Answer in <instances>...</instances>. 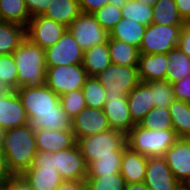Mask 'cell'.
Masks as SVG:
<instances>
[{
    "instance_id": "cell-34",
    "label": "cell",
    "mask_w": 190,
    "mask_h": 190,
    "mask_svg": "<svg viewBox=\"0 0 190 190\" xmlns=\"http://www.w3.org/2000/svg\"><path fill=\"white\" fill-rule=\"evenodd\" d=\"M138 125L152 130H173L169 108H152Z\"/></svg>"
},
{
    "instance_id": "cell-49",
    "label": "cell",
    "mask_w": 190,
    "mask_h": 190,
    "mask_svg": "<svg viewBox=\"0 0 190 190\" xmlns=\"http://www.w3.org/2000/svg\"><path fill=\"white\" fill-rule=\"evenodd\" d=\"M9 175L10 173L7 171L4 155L0 151V188L2 184L8 179Z\"/></svg>"
},
{
    "instance_id": "cell-1",
    "label": "cell",
    "mask_w": 190,
    "mask_h": 190,
    "mask_svg": "<svg viewBox=\"0 0 190 190\" xmlns=\"http://www.w3.org/2000/svg\"><path fill=\"white\" fill-rule=\"evenodd\" d=\"M0 151L10 174H22L29 169L37 152L35 131L31 124L5 130Z\"/></svg>"
},
{
    "instance_id": "cell-23",
    "label": "cell",
    "mask_w": 190,
    "mask_h": 190,
    "mask_svg": "<svg viewBox=\"0 0 190 190\" xmlns=\"http://www.w3.org/2000/svg\"><path fill=\"white\" fill-rule=\"evenodd\" d=\"M81 13L79 0H51L41 15L68 28Z\"/></svg>"
},
{
    "instance_id": "cell-22",
    "label": "cell",
    "mask_w": 190,
    "mask_h": 190,
    "mask_svg": "<svg viewBox=\"0 0 190 190\" xmlns=\"http://www.w3.org/2000/svg\"><path fill=\"white\" fill-rule=\"evenodd\" d=\"M126 97L131 119L135 124H139L149 111L154 108L152 93L144 82H140Z\"/></svg>"
},
{
    "instance_id": "cell-11",
    "label": "cell",
    "mask_w": 190,
    "mask_h": 190,
    "mask_svg": "<svg viewBox=\"0 0 190 190\" xmlns=\"http://www.w3.org/2000/svg\"><path fill=\"white\" fill-rule=\"evenodd\" d=\"M84 51L67 28L54 45L45 49L46 67L83 64Z\"/></svg>"
},
{
    "instance_id": "cell-5",
    "label": "cell",
    "mask_w": 190,
    "mask_h": 190,
    "mask_svg": "<svg viewBox=\"0 0 190 190\" xmlns=\"http://www.w3.org/2000/svg\"><path fill=\"white\" fill-rule=\"evenodd\" d=\"M22 175L33 190H56L63 181L52 152L37 151L31 167Z\"/></svg>"
},
{
    "instance_id": "cell-18",
    "label": "cell",
    "mask_w": 190,
    "mask_h": 190,
    "mask_svg": "<svg viewBox=\"0 0 190 190\" xmlns=\"http://www.w3.org/2000/svg\"><path fill=\"white\" fill-rule=\"evenodd\" d=\"M72 132L76 141L111 129L103 109L85 107L72 119Z\"/></svg>"
},
{
    "instance_id": "cell-33",
    "label": "cell",
    "mask_w": 190,
    "mask_h": 190,
    "mask_svg": "<svg viewBox=\"0 0 190 190\" xmlns=\"http://www.w3.org/2000/svg\"><path fill=\"white\" fill-rule=\"evenodd\" d=\"M82 92L87 107L103 109L106 102V89L95 76H89L86 79L82 87Z\"/></svg>"
},
{
    "instance_id": "cell-45",
    "label": "cell",
    "mask_w": 190,
    "mask_h": 190,
    "mask_svg": "<svg viewBox=\"0 0 190 190\" xmlns=\"http://www.w3.org/2000/svg\"><path fill=\"white\" fill-rule=\"evenodd\" d=\"M30 17L42 14L51 0H24Z\"/></svg>"
},
{
    "instance_id": "cell-47",
    "label": "cell",
    "mask_w": 190,
    "mask_h": 190,
    "mask_svg": "<svg viewBox=\"0 0 190 190\" xmlns=\"http://www.w3.org/2000/svg\"><path fill=\"white\" fill-rule=\"evenodd\" d=\"M56 190H86L85 180H63Z\"/></svg>"
},
{
    "instance_id": "cell-36",
    "label": "cell",
    "mask_w": 190,
    "mask_h": 190,
    "mask_svg": "<svg viewBox=\"0 0 190 190\" xmlns=\"http://www.w3.org/2000/svg\"><path fill=\"white\" fill-rule=\"evenodd\" d=\"M122 18L141 23L148 26L152 23L153 7L141 4L136 0H128V2L121 8Z\"/></svg>"
},
{
    "instance_id": "cell-37",
    "label": "cell",
    "mask_w": 190,
    "mask_h": 190,
    "mask_svg": "<svg viewBox=\"0 0 190 190\" xmlns=\"http://www.w3.org/2000/svg\"><path fill=\"white\" fill-rule=\"evenodd\" d=\"M0 88L5 90L18 88L17 67L13 54L0 55Z\"/></svg>"
},
{
    "instance_id": "cell-9",
    "label": "cell",
    "mask_w": 190,
    "mask_h": 190,
    "mask_svg": "<svg viewBox=\"0 0 190 190\" xmlns=\"http://www.w3.org/2000/svg\"><path fill=\"white\" fill-rule=\"evenodd\" d=\"M95 77L106 89V94L127 95L140 83L137 66L111 63Z\"/></svg>"
},
{
    "instance_id": "cell-21",
    "label": "cell",
    "mask_w": 190,
    "mask_h": 190,
    "mask_svg": "<svg viewBox=\"0 0 190 190\" xmlns=\"http://www.w3.org/2000/svg\"><path fill=\"white\" fill-rule=\"evenodd\" d=\"M147 161V156L132 150L129 146L124 148L120 174L126 183L143 182L145 180Z\"/></svg>"
},
{
    "instance_id": "cell-41",
    "label": "cell",
    "mask_w": 190,
    "mask_h": 190,
    "mask_svg": "<svg viewBox=\"0 0 190 190\" xmlns=\"http://www.w3.org/2000/svg\"><path fill=\"white\" fill-rule=\"evenodd\" d=\"M101 27L108 32L121 20L122 10L112 4H106L101 9L92 13Z\"/></svg>"
},
{
    "instance_id": "cell-51",
    "label": "cell",
    "mask_w": 190,
    "mask_h": 190,
    "mask_svg": "<svg viewBox=\"0 0 190 190\" xmlns=\"http://www.w3.org/2000/svg\"><path fill=\"white\" fill-rule=\"evenodd\" d=\"M128 0H109V4L115 5L118 8H122Z\"/></svg>"
},
{
    "instance_id": "cell-10",
    "label": "cell",
    "mask_w": 190,
    "mask_h": 190,
    "mask_svg": "<svg viewBox=\"0 0 190 190\" xmlns=\"http://www.w3.org/2000/svg\"><path fill=\"white\" fill-rule=\"evenodd\" d=\"M83 51L108 42L109 32L101 27L92 14L81 13L68 27Z\"/></svg>"
},
{
    "instance_id": "cell-19",
    "label": "cell",
    "mask_w": 190,
    "mask_h": 190,
    "mask_svg": "<svg viewBox=\"0 0 190 190\" xmlns=\"http://www.w3.org/2000/svg\"><path fill=\"white\" fill-rule=\"evenodd\" d=\"M35 137L37 151L50 153L72 148L77 143L74 133L66 130H36Z\"/></svg>"
},
{
    "instance_id": "cell-53",
    "label": "cell",
    "mask_w": 190,
    "mask_h": 190,
    "mask_svg": "<svg viewBox=\"0 0 190 190\" xmlns=\"http://www.w3.org/2000/svg\"><path fill=\"white\" fill-rule=\"evenodd\" d=\"M5 130L0 127V147L2 146Z\"/></svg>"
},
{
    "instance_id": "cell-24",
    "label": "cell",
    "mask_w": 190,
    "mask_h": 190,
    "mask_svg": "<svg viewBox=\"0 0 190 190\" xmlns=\"http://www.w3.org/2000/svg\"><path fill=\"white\" fill-rule=\"evenodd\" d=\"M147 26L129 19L121 20L110 30L109 38L120 40L140 48Z\"/></svg>"
},
{
    "instance_id": "cell-13",
    "label": "cell",
    "mask_w": 190,
    "mask_h": 190,
    "mask_svg": "<svg viewBox=\"0 0 190 190\" xmlns=\"http://www.w3.org/2000/svg\"><path fill=\"white\" fill-rule=\"evenodd\" d=\"M55 163L63 180H85L88 176V164L77 143L55 152Z\"/></svg>"
},
{
    "instance_id": "cell-32",
    "label": "cell",
    "mask_w": 190,
    "mask_h": 190,
    "mask_svg": "<svg viewBox=\"0 0 190 190\" xmlns=\"http://www.w3.org/2000/svg\"><path fill=\"white\" fill-rule=\"evenodd\" d=\"M71 121L65 113H47L38 114V117H34L30 121V124L34 131L41 129L72 131Z\"/></svg>"
},
{
    "instance_id": "cell-25",
    "label": "cell",
    "mask_w": 190,
    "mask_h": 190,
    "mask_svg": "<svg viewBox=\"0 0 190 190\" xmlns=\"http://www.w3.org/2000/svg\"><path fill=\"white\" fill-rule=\"evenodd\" d=\"M111 63L108 42L95 45L84 51L82 65L88 76H96Z\"/></svg>"
},
{
    "instance_id": "cell-44",
    "label": "cell",
    "mask_w": 190,
    "mask_h": 190,
    "mask_svg": "<svg viewBox=\"0 0 190 190\" xmlns=\"http://www.w3.org/2000/svg\"><path fill=\"white\" fill-rule=\"evenodd\" d=\"M177 47L190 58V24L185 21Z\"/></svg>"
},
{
    "instance_id": "cell-26",
    "label": "cell",
    "mask_w": 190,
    "mask_h": 190,
    "mask_svg": "<svg viewBox=\"0 0 190 190\" xmlns=\"http://www.w3.org/2000/svg\"><path fill=\"white\" fill-rule=\"evenodd\" d=\"M25 38V26L0 20V55L12 54Z\"/></svg>"
},
{
    "instance_id": "cell-35",
    "label": "cell",
    "mask_w": 190,
    "mask_h": 190,
    "mask_svg": "<svg viewBox=\"0 0 190 190\" xmlns=\"http://www.w3.org/2000/svg\"><path fill=\"white\" fill-rule=\"evenodd\" d=\"M144 83L152 93L154 107L168 108L175 99L172 84L166 79Z\"/></svg>"
},
{
    "instance_id": "cell-12",
    "label": "cell",
    "mask_w": 190,
    "mask_h": 190,
    "mask_svg": "<svg viewBox=\"0 0 190 190\" xmlns=\"http://www.w3.org/2000/svg\"><path fill=\"white\" fill-rule=\"evenodd\" d=\"M67 27L44 15L31 17L26 26V37L41 48H48L60 39Z\"/></svg>"
},
{
    "instance_id": "cell-28",
    "label": "cell",
    "mask_w": 190,
    "mask_h": 190,
    "mask_svg": "<svg viewBox=\"0 0 190 190\" xmlns=\"http://www.w3.org/2000/svg\"><path fill=\"white\" fill-rule=\"evenodd\" d=\"M169 60L165 79L171 84L190 76V58L177 46L167 53Z\"/></svg>"
},
{
    "instance_id": "cell-29",
    "label": "cell",
    "mask_w": 190,
    "mask_h": 190,
    "mask_svg": "<svg viewBox=\"0 0 190 190\" xmlns=\"http://www.w3.org/2000/svg\"><path fill=\"white\" fill-rule=\"evenodd\" d=\"M168 108L173 123V130L178 137L187 138L190 134L189 103L174 99Z\"/></svg>"
},
{
    "instance_id": "cell-4",
    "label": "cell",
    "mask_w": 190,
    "mask_h": 190,
    "mask_svg": "<svg viewBox=\"0 0 190 190\" xmlns=\"http://www.w3.org/2000/svg\"><path fill=\"white\" fill-rule=\"evenodd\" d=\"M80 148L87 164L106 156H122L127 146L126 134L119 130L109 129L94 135L79 138Z\"/></svg>"
},
{
    "instance_id": "cell-30",
    "label": "cell",
    "mask_w": 190,
    "mask_h": 190,
    "mask_svg": "<svg viewBox=\"0 0 190 190\" xmlns=\"http://www.w3.org/2000/svg\"><path fill=\"white\" fill-rule=\"evenodd\" d=\"M31 17L24 0H0V20L27 26Z\"/></svg>"
},
{
    "instance_id": "cell-31",
    "label": "cell",
    "mask_w": 190,
    "mask_h": 190,
    "mask_svg": "<svg viewBox=\"0 0 190 190\" xmlns=\"http://www.w3.org/2000/svg\"><path fill=\"white\" fill-rule=\"evenodd\" d=\"M153 24L184 25L174 0H158L153 6Z\"/></svg>"
},
{
    "instance_id": "cell-14",
    "label": "cell",
    "mask_w": 190,
    "mask_h": 190,
    "mask_svg": "<svg viewBox=\"0 0 190 190\" xmlns=\"http://www.w3.org/2000/svg\"><path fill=\"white\" fill-rule=\"evenodd\" d=\"M30 123L15 90L0 88V127L4 130Z\"/></svg>"
},
{
    "instance_id": "cell-16",
    "label": "cell",
    "mask_w": 190,
    "mask_h": 190,
    "mask_svg": "<svg viewBox=\"0 0 190 190\" xmlns=\"http://www.w3.org/2000/svg\"><path fill=\"white\" fill-rule=\"evenodd\" d=\"M127 95L106 94L103 107L111 129L127 134L136 124L132 121Z\"/></svg>"
},
{
    "instance_id": "cell-42",
    "label": "cell",
    "mask_w": 190,
    "mask_h": 190,
    "mask_svg": "<svg viewBox=\"0 0 190 190\" xmlns=\"http://www.w3.org/2000/svg\"><path fill=\"white\" fill-rule=\"evenodd\" d=\"M0 190H33L22 174H10Z\"/></svg>"
},
{
    "instance_id": "cell-52",
    "label": "cell",
    "mask_w": 190,
    "mask_h": 190,
    "mask_svg": "<svg viewBox=\"0 0 190 190\" xmlns=\"http://www.w3.org/2000/svg\"><path fill=\"white\" fill-rule=\"evenodd\" d=\"M136 1L140 2L141 4L153 7L158 0H136Z\"/></svg>"
},
{
    "instance_id": "cell-48",
    "label": "cell",
    "mask_w": 190,
    "mask_h": 190,
    "mask_svg": "<svg viewBox=\"0 0 190 190\" xmlns=\"http://www.w3.org/2000/svg\"><path fill=\"white\" fill-rule=\"evenodd\" d=\"M180 16L184 21L190 17V0H174Z\"/></svg>"
},
{
    "instance_id": "cell-20",
    "label": "cell",
    "mask_w": 190,
    "mask_h": 190,
    "mask_svg": "<svg viewBox=\"0 0 190 190\" xmlns=\"http://www.w3.org/2000/svg\"><path fill=\"white\" fill-rule=\"evenodd\" d=\"M169 60L167 54H141L138 61V75L140 82L164 80Z\"/></svg>"
},
{
    "instance_id": "cell-2",
    "label": "cell",
    "mask_w": 190,
    "mask_h": 190,
    "mask_svg": "<svg viewBox=\"0 0 190 190\" xmlns=\"http://www.w3.org/2000/svg\"><path fill=\"white\" fill-rule=\"evenodd\" d=\"M17 67L18 88H38L45 85V49L27 37L12 53Z\"/></svg>"
},
{
    "instance_id": "cell-39",
    "label": "cell",
    "mask_w": 190,
    "mask_h": 190,
    "mask_svg": "<svg viewBox=\"0 0 190 190\" xmlns=\"http://www.w3.org/2000/svg\"><path fill=\"white\" fill-rule=\"evenodd\" d=\"M86 190H125L126 181L120 173L86 177Z\"/></svg>"
},
{
    "instance_id": "cell-3",
    "label": "cell",
    "mask_w": 190,
    "mask_h": 190,
    "mask_svg": "<svg viewBox=\"0 0 190 190\" xmlns=\"http://www.w3.org/2000/svg\"><path fill=\"white\" fill-rule=\"evenodd\" d=\"M178 138L174 130H152L138 124L126 134L127 146L147 157L164 156Z\"/></svg>"
},
{
    "instance_id": "cell-15",
    "label": "cell",
    "mask_w": 190,
    "mask_h": 190,
    "mask_svg": "<svg viewBox=\"0 0 190 190\" xmlns=\"http://www.w3.org/2000/svg\"><path fill=\"white\" fill-rule=\"evenodd\" d=\"M163 157L175 178L183 185H190V140L179 137Z\"/></svg>"
},
{
    "instance_id": "cell-54",
    "label": "cell",
    "mask_w": 190,
    "mask_h": 190,
    "mask_svg": "<svg viewBox=\"0 0 190 190\" xmlns=\"http://www.w3.org/2000/svg\"><path fill=\"white\" fill-rule=\"evenodd\" d=\"M176 190H190V185L181 184Z\"/></svg>"
},
{
    "instance_id": "cell-8",
    "label": "cell",
    "mask_w": 190,
    "mask_h": 190,
    "mask_svg": "<svg viewBox=\"0 0 190 190\" xmlns=\"http://www.w3.org/2000/svg\"><path fill=\"white\" fill-rule=\"evenodd\" d=\"M183 25H161L151 23L145 29L139 48L141 54H167L178 45Z\"/></svg>"
},
{
    "instance_id": "cell-38",
    "label": "cell",
    "mask_w": 190,
    "mask_h": 190,
    "mask_svg": "<svg viewBox=\"0 0 190 190\" xmlns=\"http://www.w3.org/2000/svg\"><path fill=\"white\" fill-rule=\"evenodd\" d=\"M122 156L101 157L88 165L87 177H101L120 173Z\"/></svg>"
},
{
    "instance_id": "cell-46",
    "label": "cell",
    "mask_w": 190,
    "mask_h": 190,
    "mask_svg": "<svg viewBox=\"0 0 190 190\" xmlns=\"http://www.w3.org/2000/svg\"><path fill=\"white\" fill-rule=\"evenodd\" d=\"M109 3V0H79L82 13L92 14Z\"/></svg>"
},
{
    "instance_id": "cell-27",
    "label": "cell",
    "mask_w": 190,
    "mask_h": 190,
    "mask_svg": "<svg viewBox=\"0 0 190 190\" xmlns=\"http://www.w3.org/2000/svg\"><path fill=\"white\" fill-rule=\"evenodd\" d=\"M109 53L112 63L121 66H138L140 51L126 42L109 38Z\"/></svg>"
},
{
    "instance_id": "cell-7",
    "label": "cell",
    "mask_w": 190,
    "mask_h": 190,
    "mask_svg": "<svg viewBox=\"0 0 190 190\" xmlns=\"http://www.w3.org/2000/svg\"><path fill=\"white\" fill-rule=\"evenodd\" d=\"M82 64L46 67L45 84L58 96L82 89L88 78Z\"/></svg>"
},
{
    "instance_id": "cell-43",
    "label": "cell",
    "mask_w": 190,
    "mask_h": 190,
    "mask_svg": "<svg viewBox=\"0 0 190 190\" xmlns=\"http://www.w3.org/2000/svg\"><path fill=\"white\" fill-rule=\"evenodd\" d=\"M172 88L175 99L190 103V76L175 81L172 83Z\"/></svg>"
},
{
    "instance_id": "cell-50",
    "label": "cell",
    "mask_w": 190,
    "mask_h": 190,
    "mask_svg": "<svg viewBox=\"0 0 190 190\" xmlns=\"http://www.w3.org/2000/svg\"><path fill=\"white\" fill-rule=\"evenodd\" d=\"M125 190H150L143 182L126 183Z\"/></svg>"
},
{
    "instance_id": "cell-17",
    "label": "cell",
    "mask_w": 190,
    "mask_h": 190,
    "mask_svg": "<svg viewBox=\"0 0 190 190\" xmlns=\"http://www.w3.org/2000/svg\"><path fill=\"white\" fill-rule=\"evenodd\" d=\"M144 183L150 190H176L181 185L163 156L148 157Z\"/></svg>"
},
{
    "instance_id": "cell-40",
    "label": "cell",
    "mask_w": 190,
    "mask_h": 190,
    "mask_svg": "<svg viewBox=\"0 0 190 190\" xmlns=\"http://www.w3.org/2000/svg\"><path fill=\"white\" fill-rule=\"evenodd\" d=\"M59 102L62 110L71 120L86 107L82 89L73 90L59 96Z\"/></svg>"
},
{
    "instance_id": "cell-6",
    "label": "cell",
    "mask_w": 190,
    "mask_h": 190,
    "mask_svg": "<svg viewBox=\"0 0 190 190\" xmlns=\"http://www.w3.org/2000/svg\"><path fill=\"white\" fill-rule=\"evenodd\" d=\"M19 95L29 121L38 114L64 113L59 96L46 84L38 88L20 87L15 90Z\"/></svg>"
}]
</instances>
